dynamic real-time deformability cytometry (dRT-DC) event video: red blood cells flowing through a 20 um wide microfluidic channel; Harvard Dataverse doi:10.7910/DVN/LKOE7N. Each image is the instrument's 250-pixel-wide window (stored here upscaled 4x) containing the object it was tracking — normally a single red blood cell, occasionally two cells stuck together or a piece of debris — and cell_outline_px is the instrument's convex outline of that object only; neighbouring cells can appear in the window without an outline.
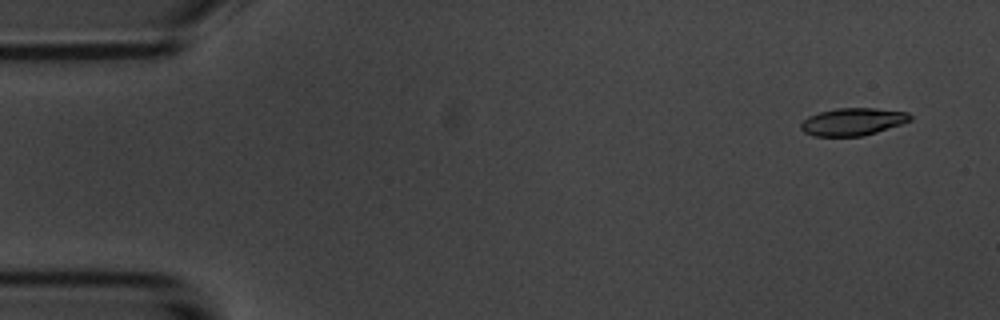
{"species": "common noctule bat (a hibernating species)", "species_latin": "Nyctalus noctula", "temperature_condition": "room temperature", "stored_images_in_passage": 5, "camera_frame_rate_fps": 3000, "um_per_image_px": 0.085, "animal": {"sex": "male", "body_mass_g": 20.1, "forearm_length_mm": 53.5}, "frame": {"image": 1, "passage_image": 1, "time_ms": 0.0, "image_size_px": [1000, 320], "cell_outline_px": [[912, 120], [904, 124], [864, 136], [812, 136], [804, 132], [800, 128], [800, 124], [808, 116], [820, 112], [836, 108], [876, 108], [908, 112], [912, 116]], "centroid_in_image_um": [72.52, 10.35], "position_along_channel_um": 12.5, "area_um2": 17.74}}
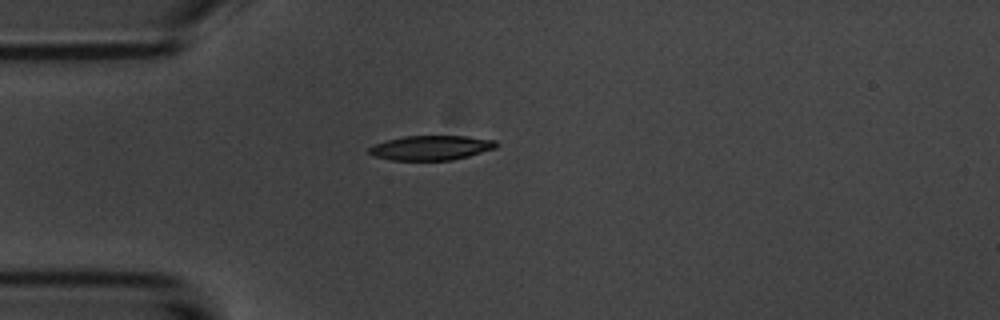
{"frame": {"image": 2, "passage_image": 4, "time_ms": 3.667, "image_size_px": [1000, 320], "cell_outline_px": [[500, 144], [496, 148], [468, 156], [452, 160], [392, 160], [372, 156], [368, 152], [368, 148], [376, 144], [388, 140], [404, 136], [464, 136], [496, 140]], "centroid_in_image_um": [36.66, 12.56], "position_along_channel_um": 48.3, "area_um2": 18.21}}